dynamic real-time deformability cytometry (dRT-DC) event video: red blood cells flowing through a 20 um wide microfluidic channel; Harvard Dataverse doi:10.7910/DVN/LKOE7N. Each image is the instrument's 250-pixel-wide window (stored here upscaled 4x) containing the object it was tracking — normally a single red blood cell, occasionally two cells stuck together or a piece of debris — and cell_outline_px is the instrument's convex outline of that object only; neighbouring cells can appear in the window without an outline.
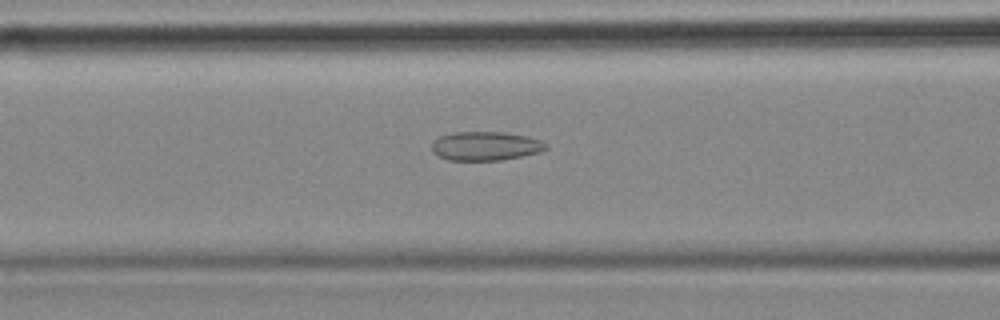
{"species": "common noctule bat (a hibernating species)", "species_latin": "Nyctalus noctula", "temperature_condition": "cold", "stored_images_in_passage": 56, "camera_frame_rate_fps": 3000, "um_per_image_px": 0.085, "animal": {"sex": "female", "body_mass_g": 18.4}, "frame": {"image": 1, "passage_image": 22, "time_ms": 7.0, "image_size_px": [1000, 320], "cell_outline_px": [[548, 148], [540, 152], [500, 160], [448, 160], [432, 152], [432, 140], [440, 136], [452, 132], [504, 132], [528, 136], [540, 140], [548, 144]], "centroid_in_image_um": [41.26, 12.4], "position_along_channel_um": 125.3, "area_um2": 19.31}}
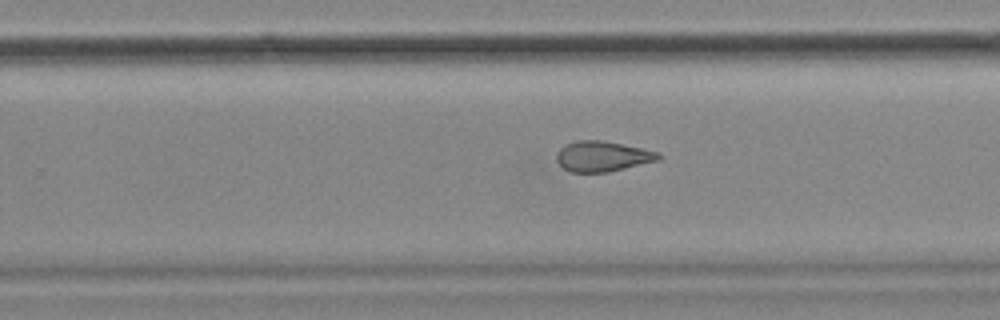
{"frame": {"image": 2, "passage_image": 35, "time_ms": 11.333, "image_size_px": [1000, 320], "cell_outline_px": [[664, 156], [660, 160], [608, 172], [572, 172], [564, 168], [556, 160], [556, 152], [564, 144], [576, 140], [600, 140], [660, 152]], "centroid_in_image_um": [51.22, 13.28], "position_along_channel_um": 278.6, "area_um2": 18.09}}
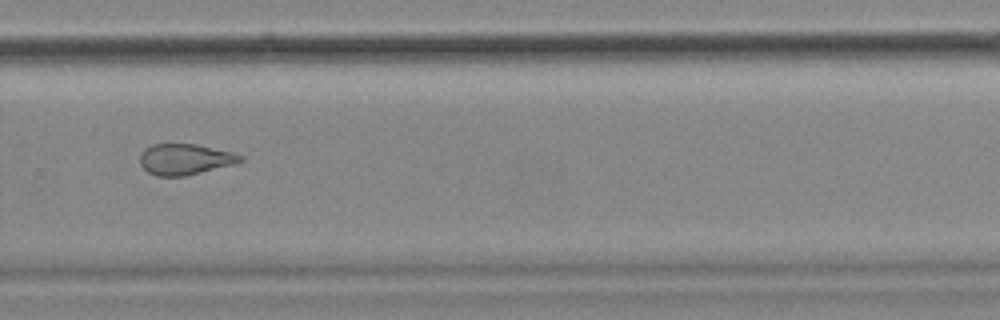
{"frame": {"image": 3, "passage_image": 38, "time_ms": 12.333, "image_size_px": [1000, 320], "cell_outline_px": [[244, 160], [232, 164], [184, 176], [156, 176], [148, 172], [140, 164], [140, 152], [144, 148], [152, 144], [196, 144], [232, 152], [244, 156]], "centroid_in_image_um": [15.69, 13.53], "position_along_channel_um": 314.1, "area_um2": 17.98}, "authors_computed_cell_mechanics": {"area_um2": 20.6635, "velocity_mm_per_s": 3.5544, "shape_relaxation_time_tau1_ms": null, "shape_relaxation_time_tau2_ms": 3.3521, "deformation_change_tau1": null, "deformation_change_tau2": 0.1119}}